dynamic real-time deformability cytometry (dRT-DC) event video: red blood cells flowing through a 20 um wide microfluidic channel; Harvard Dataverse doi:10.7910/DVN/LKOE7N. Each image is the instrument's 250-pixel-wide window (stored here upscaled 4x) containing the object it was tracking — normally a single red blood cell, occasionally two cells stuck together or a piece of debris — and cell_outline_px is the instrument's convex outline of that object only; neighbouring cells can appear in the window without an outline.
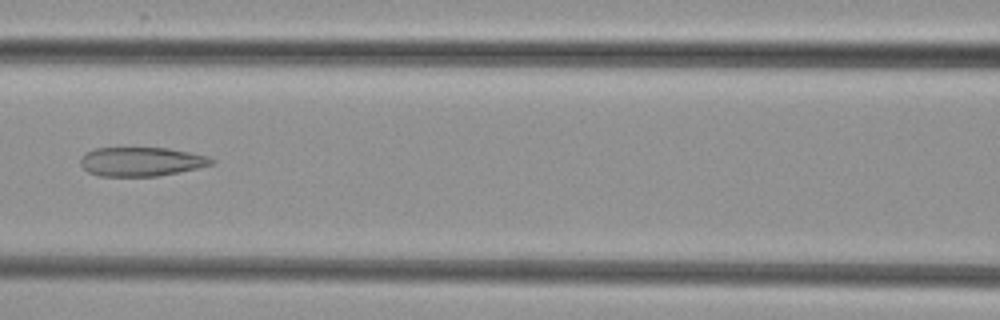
{"species": "common noctule bat (a hibernating species)", "species_latin": "Nyctalus noctula", "temperature_condition": "cold", "stored_images_in_passage": 4, "camera_frame_rate_fps": 3000, "um_per_image_px": 0.085, "animal": {"sex": "female", "body_mass_g": 29.2, "forearm_length_mm": 56.3}, "frame": {"image": 1, "passage_image": 4, "time_ms": 3.333, "image_size_px": [1000, 320], "cell_outline_px": [[216, 160], [212, 164], [196, 168], [156, 176], [96, 176], [88, 172], [80, 164], [80, 156], [96, 148], [168, 148], [208, 156]], "centroid_in_image_um": [11.97, 13.74], "position_along_channel_um": 154.6, "area_um2": 22.02}}